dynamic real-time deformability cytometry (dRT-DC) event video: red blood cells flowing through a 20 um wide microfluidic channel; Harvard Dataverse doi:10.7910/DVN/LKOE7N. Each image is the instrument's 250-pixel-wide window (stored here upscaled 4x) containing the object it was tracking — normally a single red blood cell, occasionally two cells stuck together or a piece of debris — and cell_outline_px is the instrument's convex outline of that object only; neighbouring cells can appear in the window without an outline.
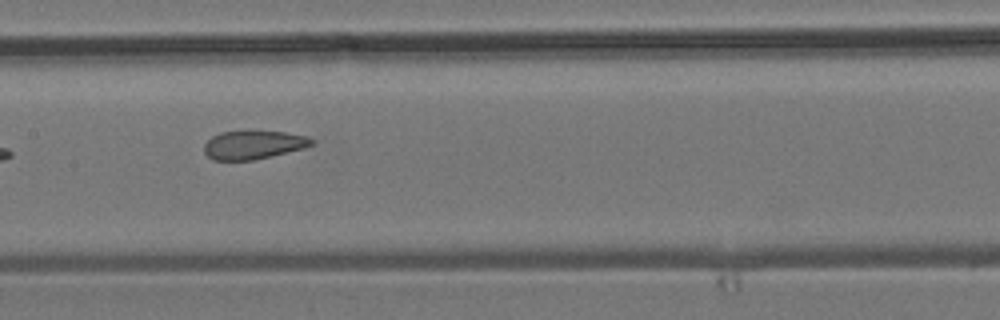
{"species": "common noctule bat (a hibernating species)", "species_latin": "Nyctalus noctula", "temperature_condition": "room temperature", "stored_images_in_passage": 9, "camera_frame_rate_fps": 3000, "um_per_image_px": 0.085, "animal": {"sex": "male", "body_mass_g": 19.2, "forearm_length_mm": 51.8}, "frame": {"image": 1, "passage_image": 6, "time_ms": 9.0, "image_size_px": [1000, 320], "cell_outline_px": [[316, 144], [304, 148], [256, 160], [212, 160], [204, 152], [204, 144], [212, 136], [220, 132], [248, 128], [252, 128], [284, 132], [308, 136], [316, 140]], "centroid_in_image_um": [21.57, 12.26], "position_along_channel_um": 185.8, "area_um2": 18.84}}
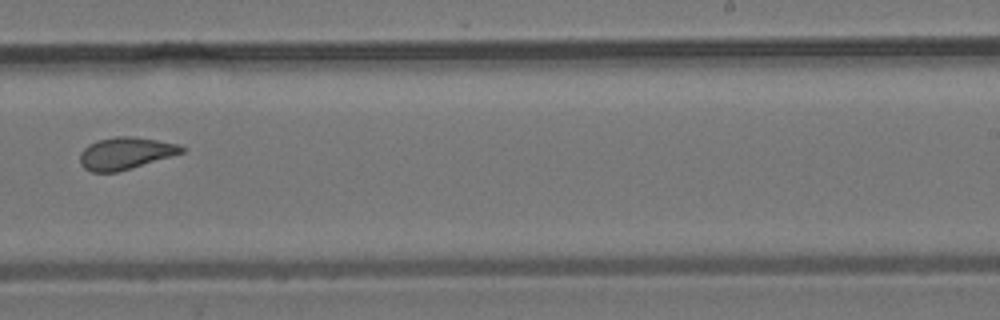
{"frame": {"image": 2, "passage_image": 8, "time_ms": 11.333, "image_size_px": [1000, 320], "cell_outline_px": [[184, 152], [132, 168], [116, 172], [92, 172], [84, 168], [80, 164], [80, 152], [88, 144], [96, 140], [116, 136], [132, 136], [156, 140], [176, 144], [184, 148]], "centroid_in_image_um": [10.61, 13.03], "position_along_channel_um": 278.4, "area_um2": 18.9}}
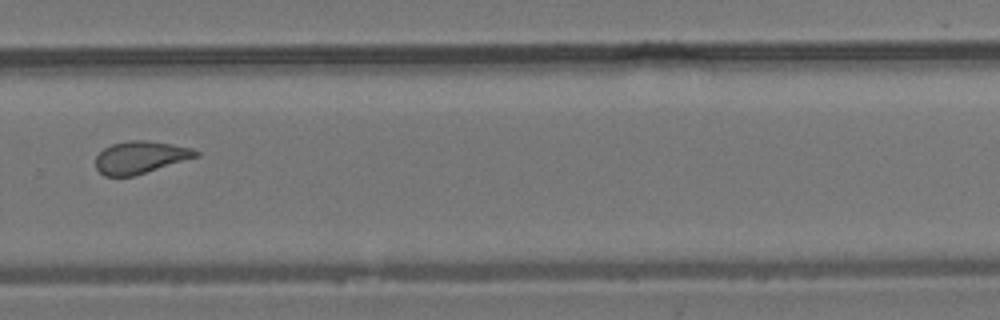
{"frame": {"image": 3, "passage_image": 9, "time_ms": 12.333, "image_size_px": [1000, 320], "cell_outline_px": [[200, 156], [132, 176], [104, 176], [96, 168], [96, 156], [104, 148], [112, 144], [128, 140], [148, 140], [192, 148], [200, 152]], "centroid_in_image_um": [11.93, 13.36], "position_along_channel_um": 317.9, "area_um2": 18.79}}